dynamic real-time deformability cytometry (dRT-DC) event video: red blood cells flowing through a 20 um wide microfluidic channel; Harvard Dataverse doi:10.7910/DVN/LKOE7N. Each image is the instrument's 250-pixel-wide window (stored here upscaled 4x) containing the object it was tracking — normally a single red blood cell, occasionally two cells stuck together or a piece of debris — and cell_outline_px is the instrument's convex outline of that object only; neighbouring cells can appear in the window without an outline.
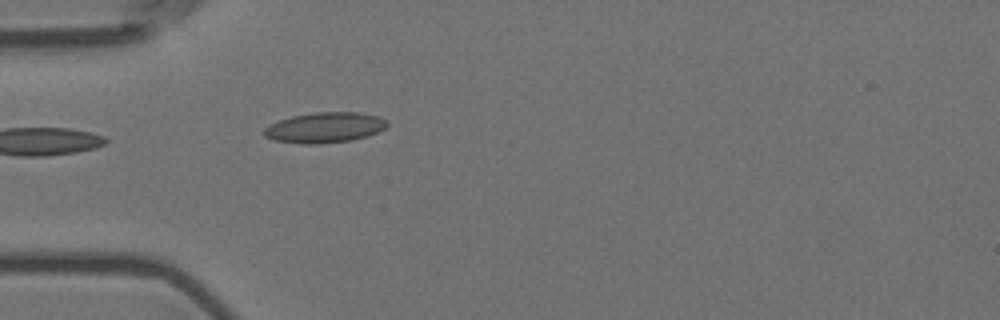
{"species": "Egyptian fruit bat (a non-hibernating species)", "species_latin": "Rousettus aegyptiacus", "temperature_condition": "room temperature", "stored_images_in_passage": 8, "camera_frame_rate_fps": 3000, "um_per_image_px": 0.085, "animal": {"sex": "female"}, "frame": {"image": 1, "passage_image": 1, "time_ms": 0.0, "image_size_px": [1000, 320], "cell_outline_px": [[388, 124], [384, 128], [368, 136], [352, 140], [320, 144], [300, 144], [276, 140], [264, 136], [264, 128], [268, 124], [292, 116], [316, 112], [356, 112], [380, 116]], "centroid_in_image_um": [27.58, 10.84], "position_along_channel_um": 57.4, "area_um2": 21.79}}